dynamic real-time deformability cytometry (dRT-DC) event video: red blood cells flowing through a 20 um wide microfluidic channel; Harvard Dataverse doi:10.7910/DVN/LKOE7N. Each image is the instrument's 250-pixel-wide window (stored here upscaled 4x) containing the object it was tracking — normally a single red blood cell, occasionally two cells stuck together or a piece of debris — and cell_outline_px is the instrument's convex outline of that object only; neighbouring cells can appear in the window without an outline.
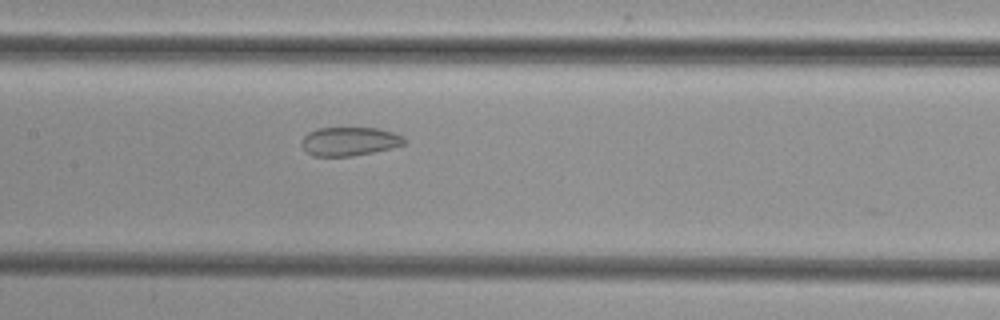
{"species": "common noctule bat (a hibernating species)", "species_latin": "Nyctalus noctula", "temperature_condition": "cold", "stored_images_in_passage": 18, "camera_frame_rate_fps": 3000, "um_per_image_px": 0.085, "animal": {"sex": "female", "body_mass_g": 29.2, "forearm_length_mm": 56.3}, "frame": {"image": 1, "passage_image": 15, "time_ms": 4.667, "image_size_px": [1000, 320], "cell_outline_px": [[404, 144], [392, 148], [352, 156], [312, 156], [300, 144], [300, 140], [308, 132], [316, 128], [376, 128], [392, 132], [404, 136]], "centroid_in_image_um": [29.67, 12.01], "position_along_channel_um": 177.7, "area_um2": 17.17}}